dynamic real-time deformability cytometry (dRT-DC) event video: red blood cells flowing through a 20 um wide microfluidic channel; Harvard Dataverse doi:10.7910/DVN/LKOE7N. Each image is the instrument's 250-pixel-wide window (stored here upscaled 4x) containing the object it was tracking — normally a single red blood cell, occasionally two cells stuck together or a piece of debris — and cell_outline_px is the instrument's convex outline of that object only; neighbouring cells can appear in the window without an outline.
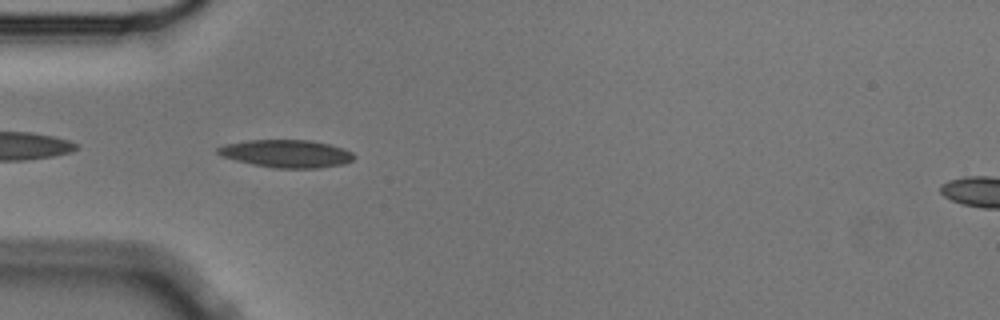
{"species": "Egyptian fruit bat (a non-hibernating species)", "species_latin": "Rousettus aegyptiacus", "temperature_condition": "cold", "stored_images_in_passage": 6, "camera_frame_rate_fps": 3000, "um_per_image_px": 0.085, "animal": {"sex": "male"}, "frame": {"image": 1, "passage_image": 5, "time_ms": 1.333, "image_size_px": [1000, 320], "cell_outline_px": [[356, 156], [352, 160], [344, 164], [320, 168], [276, 168], [252, 164], [236, 160], [224, 156], [216, 152], [216, 148], [224, 144], [248, 140], [312, 140], [328, 144], [352, 152]], "centroid_in_image_um": [24.35, 13.06], "position_along_channel_um": 60.6, "area_um2": 21.91}}